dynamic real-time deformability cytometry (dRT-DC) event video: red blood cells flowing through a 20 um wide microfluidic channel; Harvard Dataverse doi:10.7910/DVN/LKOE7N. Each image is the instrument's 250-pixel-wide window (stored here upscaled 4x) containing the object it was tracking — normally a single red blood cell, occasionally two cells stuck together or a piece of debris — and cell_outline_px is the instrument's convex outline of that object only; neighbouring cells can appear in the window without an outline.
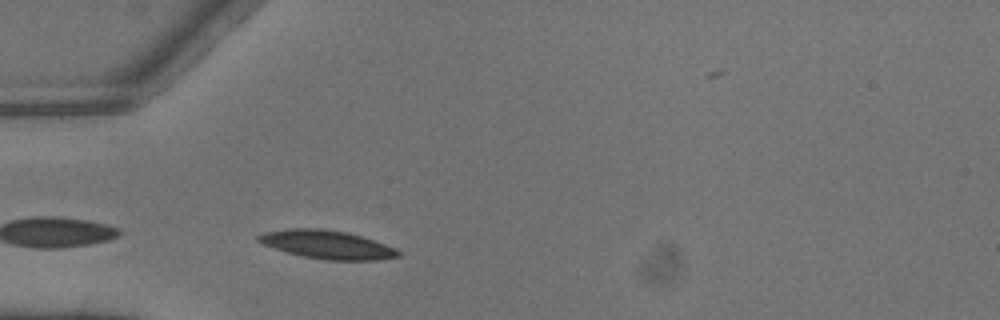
{"species": "common noctule bat (a hibernating species)", "species_latin": "Nyctalus noctula", "temperature_condition": "warm", "stored_images_in_passage": 2, "camera_frame_rate_fps": 3000, "um_per_image_px": 0.085, "animal": {"sex": "male", "body_mass_g": 13.3}, "frame": {"image": 1, "passage_image": 2, "time_ms": 0.333, "image_size_px": [1000, 320], "cell_outline_px": [[400, 256], [380, 260], [324, 260], [304, 256], [288, 252], [264, 244], [256, 240], [256, 236], [264, 232], [288, 228], [320, 228], [348, 232], [396, 248], [400, 252]], "centroid_in_image_um": [27.81, 20.78], "position_along_channel_um": 57.2, "area_um2": 23.0}}